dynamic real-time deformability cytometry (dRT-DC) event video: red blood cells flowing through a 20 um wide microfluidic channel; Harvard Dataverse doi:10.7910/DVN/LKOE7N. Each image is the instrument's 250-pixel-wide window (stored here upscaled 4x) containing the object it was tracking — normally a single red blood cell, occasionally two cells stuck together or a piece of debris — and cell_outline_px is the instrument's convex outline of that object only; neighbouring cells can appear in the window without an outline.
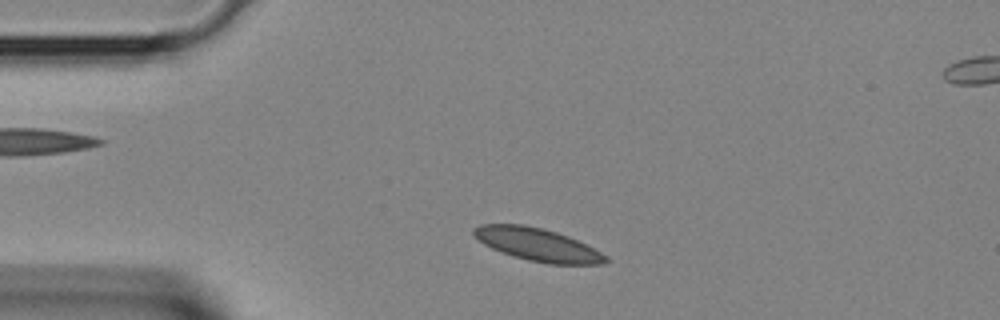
{"species": "Egyptian fruit bat (a non-hibernating species)", "species_latin": "Rousettus aegyptiacus", "temperature_condition": "room temperature", "stored_images_in_passage": 34, "camera_frame_rate_fps": 3000, "um_per_image_px": 0.085, "animal": {"sex": "female"}, "frame": {"image": 1, "passage_image": 4, "time_ms": 1.0, "image_size_px": [1000, 320], "cell_outline_px": [[612, 260], [600, 264], [548, 264], [528, 260], [512, 256], [492, 248], [484, 244], [472, 232], [472, 228], [480, 224], [524, 224], [544, 228], [568, 236], [608, 256]], "centroid_in_image_um": [45.69, 20.79], "position_along_channel_um": 39.3, "area_um2": 25.14}}
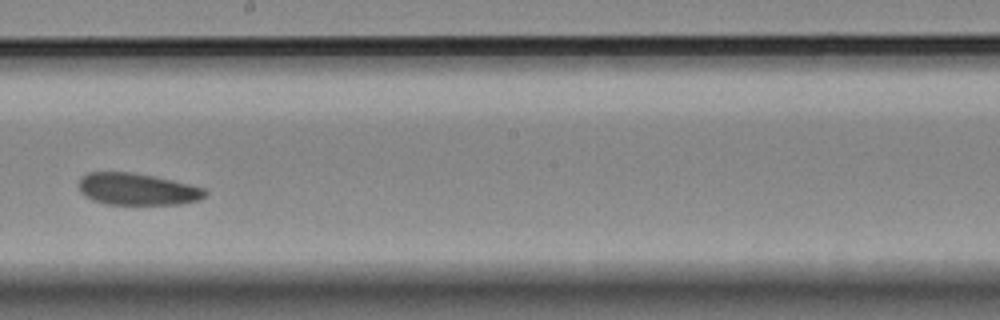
{"frame": {"image": 2, "passage_image": 17, "time_ms": 5.333, "image_size_px": [1000, 320], "cell_outline_px": [[208, 196], [200, 200], [180, 204], [108, 204], [92, 200], [80, 192], [80, 176], [88, 172], [132, 172], [172, 180], [204, 188], [208, 192]], "centroid_in_image_um": [11.69, 16.08], "position_along_channel_um": 236.5, "area_um2": 23.47}}
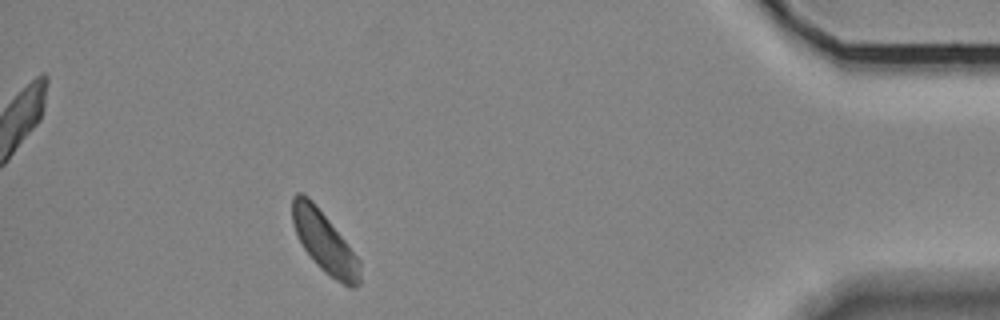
{"frame": {"image": 3, "passage_image": 30, "time_ms": 9.667, "image_size_px": [1000, 320], "cell_outline_px": [[360, 284], [352, 288], [348, 288], [324, 272], [316, 264], [304, 248], [292, 224], [292, 196], [296, 192], [300, 192], [308, 196], [316, 204], [360, 260]], "centroid_in_image_um": [27.57, 20.58], "position_along_channel_um": 407.6, "area_um2": 23.87}}